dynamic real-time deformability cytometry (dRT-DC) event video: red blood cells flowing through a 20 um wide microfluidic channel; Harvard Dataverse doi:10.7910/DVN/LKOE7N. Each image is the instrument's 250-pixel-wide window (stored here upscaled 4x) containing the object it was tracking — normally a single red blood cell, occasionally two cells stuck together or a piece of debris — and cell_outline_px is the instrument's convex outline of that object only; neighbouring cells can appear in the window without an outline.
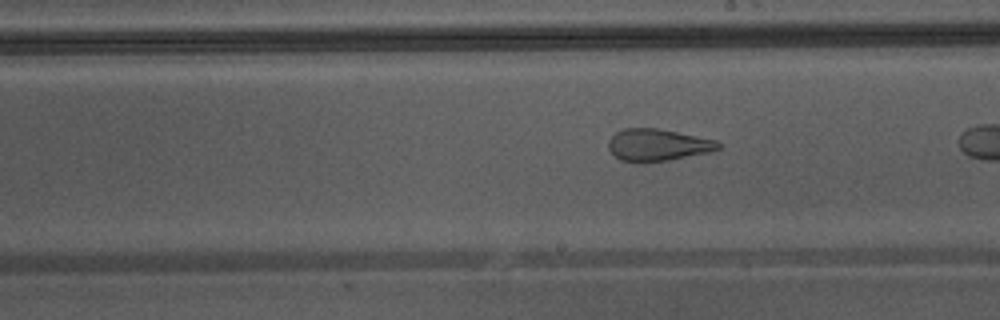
{"species": "Egyptian fruit bat (a non-hibernating species)", "species_latin": "Rousettus aegyptiacus", "temperature_condition": "warm", "stored_images_in_passage": 7, "camera_frame_rate_fps": 3000, "um_per_image_px": 0.085, "animal": {"sex": "male"}, "frame": {"image": 1, "passage_image": 7, "time_ms": 2.0, "image_size_px": [1000, 320], "cell_outline_px": [[720, 148], [712, 152], [668, 160], [620, 160], [608, 148], [608, 140], [616, 132], [624, 128], [656, 128], [716, 140], [720, 144]], "centroid_in_image_um": [55.92, 12.29], "position_along_channel_um": 233.1, "area_um2": 19.94}}